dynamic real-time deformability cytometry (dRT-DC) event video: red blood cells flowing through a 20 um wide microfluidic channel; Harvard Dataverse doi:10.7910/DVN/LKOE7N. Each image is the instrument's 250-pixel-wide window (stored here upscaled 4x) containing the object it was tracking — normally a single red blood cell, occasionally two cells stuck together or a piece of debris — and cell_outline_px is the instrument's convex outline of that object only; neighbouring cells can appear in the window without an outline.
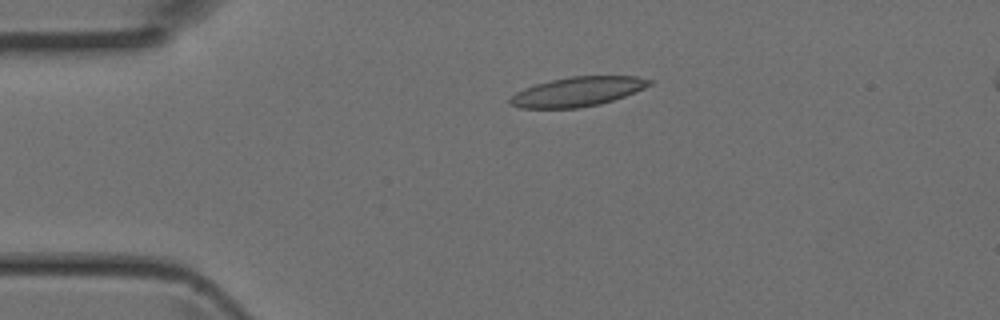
{"species": "Egyptian fruit bat (a non-hibernating species)", "species_latin": "Rousettus aegyptiacus", "temperature_condition": "room temperature", "stored_images_in_passage": 5, "camera_frame_rate_fps": 3000, "um_per_image_px": 0.085, "animal": {"sex": "female"}, "frame": {"image": 1, "passage_image": 3, "time_ms": 0.667, "image_size_px": [1000, 320], "cell_outline_px": [[652, 84], [644, 88], [624, 96], [600, 104], [580, 108], [520, 108], [508, 104], [508, 100], [516, 92], [524, 88], [536, 84], [552, 80], [572, 76], [636, 76], [652, 80]], "centroid_in_image_um": [49.07, 7.79], "position_along_channel_um": 35.9, "area_um2": 23.81}}
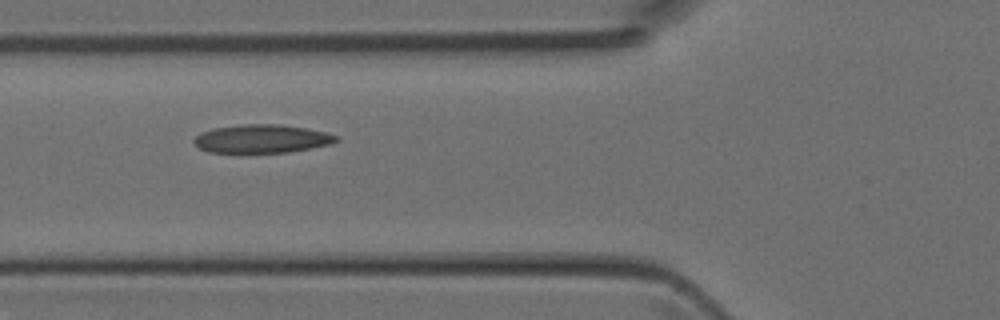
{"frame": {"image": 2, "passage_image": 5, "time_ms": 1.333, "image_size_px": [1000, 320], "cell_outline_px": [[340, 140], [328, 144], [288, 152], [208, 152], [200, 148], [192, 140], [200, 132], [212, 128], [240, 124], [280, 124], [304, 128], [324, 132], [336, 136]], "centroid_in_image_um": [22.19, 11.78], "position_along_channel_um": 103.6, "area_um2": 23.24}}